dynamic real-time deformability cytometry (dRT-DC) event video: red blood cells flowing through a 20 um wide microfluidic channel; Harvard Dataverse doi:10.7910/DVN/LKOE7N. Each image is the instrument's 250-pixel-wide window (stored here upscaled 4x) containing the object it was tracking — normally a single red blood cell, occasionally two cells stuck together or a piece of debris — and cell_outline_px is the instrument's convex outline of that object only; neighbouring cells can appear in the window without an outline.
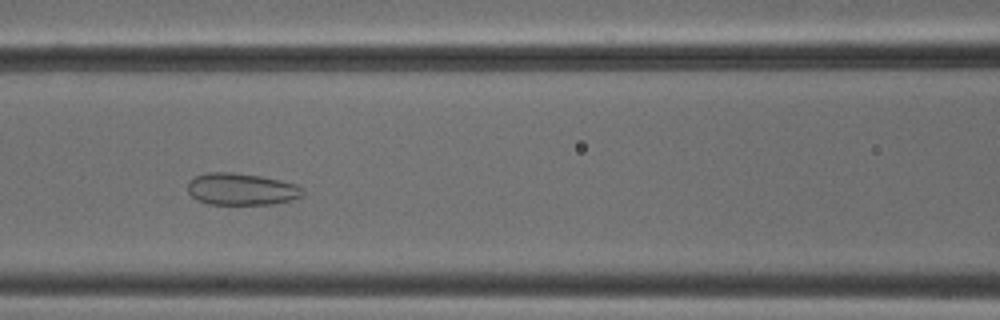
{"species": "common noctule bat (a hibernating species)", "species_latin": "Nyctalus noctula", "temperature_condition": "cold", "stored_images_in_passage": 49, "camera_frame_rate_fps": 3000, "um_per_image_px": 0.085, "animal": {"sex": "male", "body_mass_g": 18.8}, "frame": {"image": 1, "passage_image": 20, "time_ms": 6.333, "image_size_px": [1000, 320], "cell_outline_px": [[304, 196], [292, 200], [272, 204], [208, 204], [196, 200], [188, 192], [188, 180], [196, 176], [208, 172], [232, 172], [260, 176], [280, 180], [296, 184], [304, 192]], "centroid_in_image_um": [20.51, 16.08], "position_along_channel_um": 146.1, "area_um2": 21.5}}
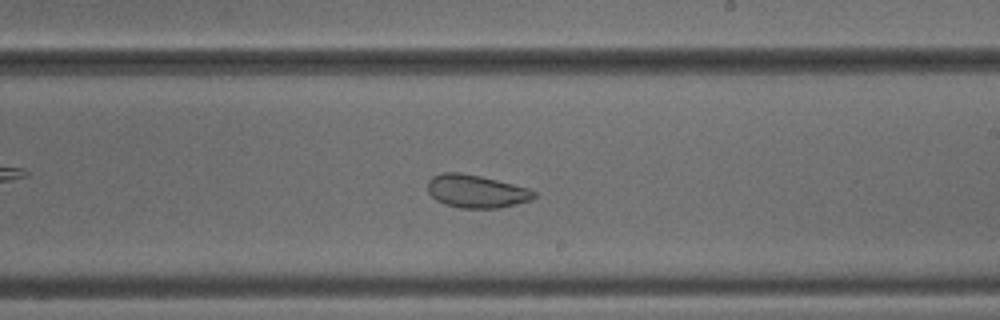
{"frame": {"image": 2, "passage_image": 28, "time_ms": 9.0, "image_size_px": [1000, 320], "cell_outline_px": [[536, 196], [532, 200], [500, 208], [460, 208], [444, 204], [436, 200], [428, 192], [428, 180], [432, 176], [440, 172], [460, 172], [480, 176], [528, 188], [536, 192]], "centroid_in_image_um": [40.46, 16.26], "position_along_channel_um": 248.5, "area_um2": 20.52}}
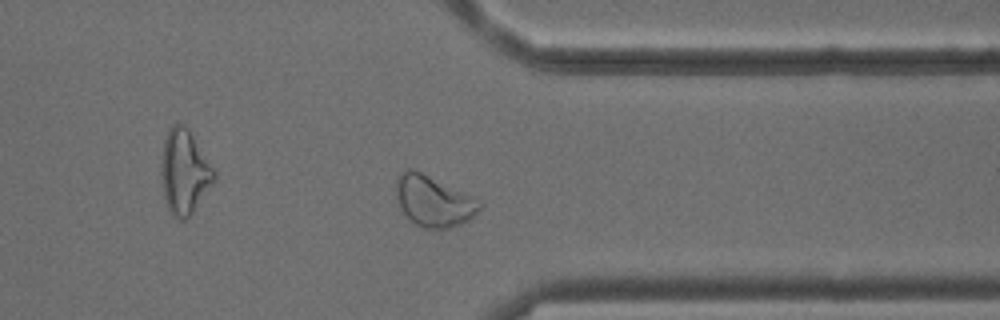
{"frame": {"image": 3, "passage_image": 38, "time_ms": 12.333, "image_size_px": [1000, 320], "cell_outline_px": [[484, 204], [468, 220], [460, 224], [448, 228], [420, 228], [412, 224], [408, 220], [400, 208], [396, 196], [396, 176], [400, 172], [408, 168], [412, 168], [480, 200]], "centroid_in_image_um": [36.79, 17.1], "position_along_channel_um": 374.6, "area_um2": 24.8}, "authors_computed_cell_mechanics": {"area_um2": 26.5302, "velocity_mm_per_s": 3.8525, "shape_relaxation_time_tau1_ms": null, "shape_relaxation_time_tau2_ms": 1.2786, "deformation_change_tau1": null, "deformation_change_tau2": 0.067}}